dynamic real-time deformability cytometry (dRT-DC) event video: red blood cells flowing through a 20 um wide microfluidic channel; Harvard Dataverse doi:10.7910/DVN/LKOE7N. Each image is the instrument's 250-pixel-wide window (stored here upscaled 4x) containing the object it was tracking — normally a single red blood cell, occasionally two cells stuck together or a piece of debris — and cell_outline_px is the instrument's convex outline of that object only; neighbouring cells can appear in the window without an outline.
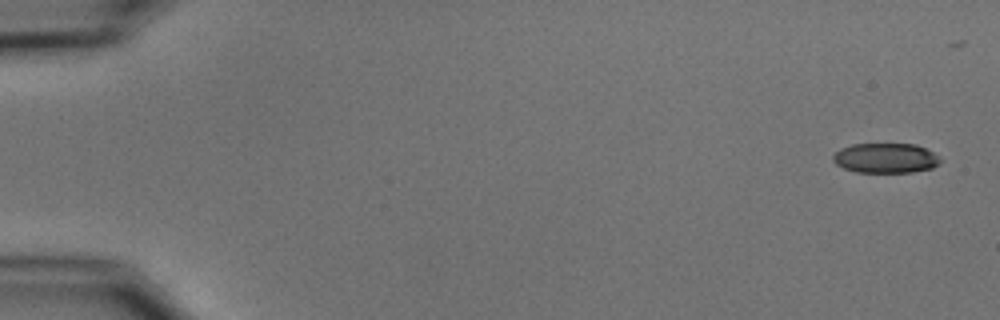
{"species": "common noctule bat (a hibernating species)", "species_latin": "Nyctalus noctula", "temperature_condition": "cold", "stored_images_in_passage": 10, "camera_frame_rate_fps": 3000, "um_per_image_px": 0.085, "animal": {"sex": "male", "body_mass_g": 15.6}, "frame": {"image": 1, "passage_image": 1, "time_ms": 0.0, "image_size_px": [1000, 320], "cell_outline_px": [[940, 164], [932, 168], [912, 172], [856, 172], [844, 168], [836, 164], [832, 160], [832, 156], [840, 148], [852, 144], [916, 144], [932, 152], [940, 160]], "centroid_in_image_um": [75.25, 13.44], "position_along_channel_um": 9.8, "area_um2": 18.61}}
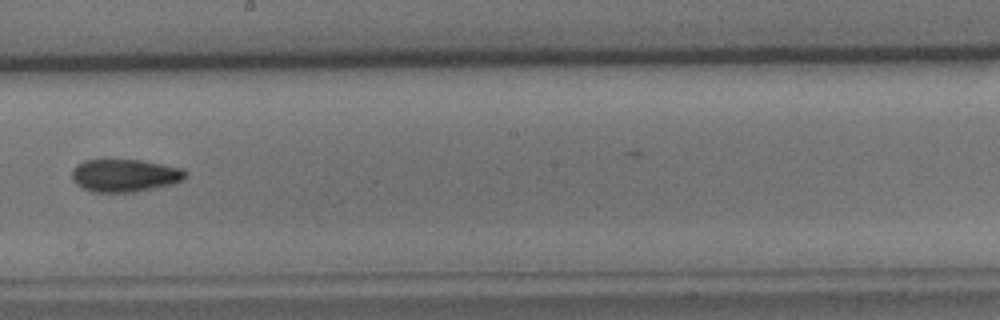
{"frame": {"image": 2, "passage_image": 9, "time_ms": 10.0, "image_size_px": [1000, 320], "cell_outline_px": [[188, 172], [184, 180], [172, 184], [132, 192], [92, 192], [76, 184], [72, 180], [72, 168], [76, 164], [84, 160], [140, 160], [184, 168]], "centroid_in_image_um": [10.61, 14.91], "position_along_channel_um": 237.6, "area_um2": 21.73}}